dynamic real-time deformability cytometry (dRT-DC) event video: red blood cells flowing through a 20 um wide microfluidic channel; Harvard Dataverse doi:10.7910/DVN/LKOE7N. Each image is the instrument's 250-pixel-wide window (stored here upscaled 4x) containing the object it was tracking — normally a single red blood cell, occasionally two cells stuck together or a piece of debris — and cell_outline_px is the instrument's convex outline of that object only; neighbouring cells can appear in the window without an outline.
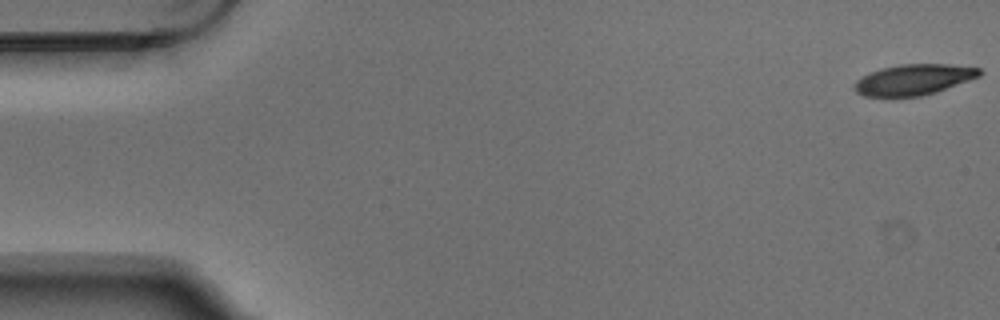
{"species": "Egyptian fruit bat (a non-hibernating species)", "species_latin": "Rousettus aegyptiacus", "temperature_condition": "warm", "stored_images_in_passage": 5, "camera_frame_rate_fps": 3000, "um_per_image_px": 0.085, "animal": {"sex": "male"}, "frame": {"image": 1, "passage_image": 1, "time_ms": 0.0, "image_size_px": [1000, 320], "cell_outline_px": [[984, 72], [980, 76], [936, 92], [920, 96], [864, 96], [856, 92], [852, 84], [856, 80], [868, 72], [900, 64], [948, 64], [980, 68]], "centroid_in_image_um": [77.65, 6.76], "position_along_channel_um": 7.3, "area_um2": 22.37}}
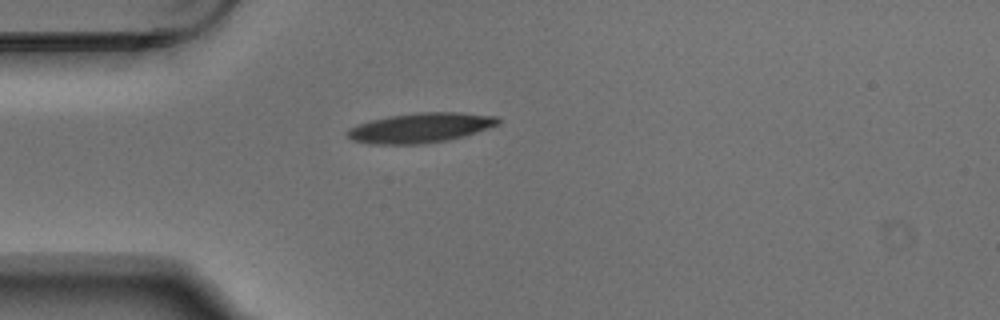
{"frame": {"image": 2, "passage_image": 5, "time_ms": 1.333, "image_size_px": [1000, 320], "cell_outline_px": [[500, 124], [476, 132], [448, 140], [416, 144], [368, 144], [352, 140], [344, 132], [348, 128], [372, 120], [388, 116], [416, 112], [460, 112], [496, 116], [500, 120]], "centroid_in_image_um": [35.72, 10.86], "position_along_channel_um": 49.3, "area_um2": 26.13}}